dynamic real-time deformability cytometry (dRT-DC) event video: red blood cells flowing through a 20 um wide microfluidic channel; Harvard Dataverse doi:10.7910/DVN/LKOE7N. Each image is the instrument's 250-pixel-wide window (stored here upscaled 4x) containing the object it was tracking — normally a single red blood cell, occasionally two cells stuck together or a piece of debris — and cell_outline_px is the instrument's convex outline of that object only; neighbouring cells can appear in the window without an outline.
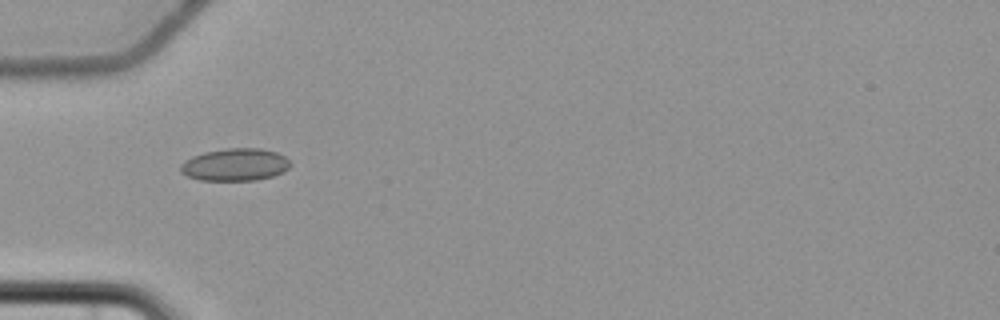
{"species": "common noctule bat (a hibernating species)", "species_latin": "Nyctalus noctula", "temperature_condition": "cold", "stored_images_in_passage": 4, "camera_frame_rate_fps": 3000, "um_per_image_px": 0.085, "animal": {"sex": "female", "body_mass_g": 22.7, "forearm_length_mm": 54.2}, "frame": {"image": 1, "passage_image": 1, "time_ms": 0.0, "image_size_px": [1000, 320], "cell_outline_px": [[292, 164], [284, 172], [272, 176], [256, 180], [200, 180], [188, 176], [180, 172], [180, 164], [184, 160], [192, 156], [204, 152], [228, 148], [260, 148], [276, 152], [284, 156]], "centroid_in_image_um": [19.97, 13.99], "position_along_channel_um": 65.0, "area_um2": 20.81}}
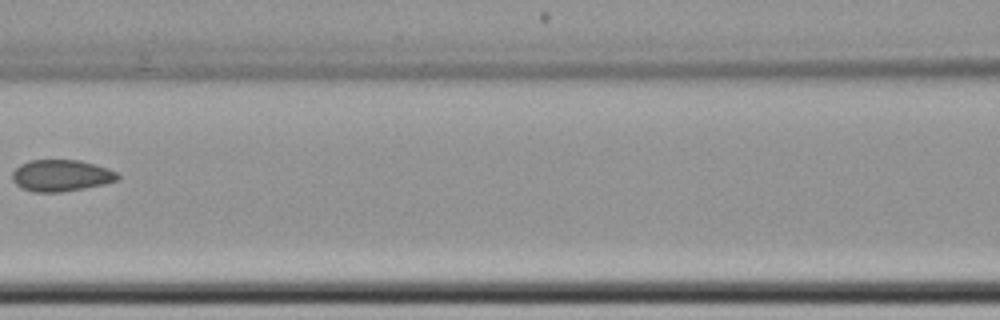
{"frame": {"image": 2, "passage_image": 3, "time_ms": 2.667, "image_size_px": [1000, 320], "cell_outline_px": [[120, 176], [116, 180], [104, 184], [84, 188], [60, 192], [32, 192], [16, 184], [12, 180], [12, 172], [20, 164], [28, 160], [80, 160], [96, 164], [108, 168], [116, 172]], "centroid_in_image_um": [5.19, 14.91], "position_along_channel_um": 161.4, "area_um2": 19.42}}
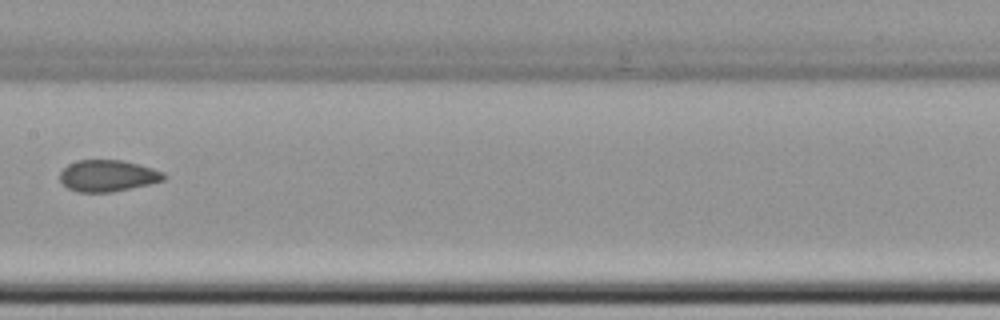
{"frame": {"image": 3, "passage_image": 4, "time_ms": 3.667, "image_size_px": [1000, 320], "cell_outline_px": [[168, 176], [164, 180], [148, 184], [112, 192], [76, 192], [68, 188], [60, 180], [60, 172], [68, 164], [80, 160], [124, 160], [152, 168], [164, 172]], "centroid_in_image_um": [9.17, 14.94], "position_along_channel_um": 198.2, "area_um2": 19.07}}